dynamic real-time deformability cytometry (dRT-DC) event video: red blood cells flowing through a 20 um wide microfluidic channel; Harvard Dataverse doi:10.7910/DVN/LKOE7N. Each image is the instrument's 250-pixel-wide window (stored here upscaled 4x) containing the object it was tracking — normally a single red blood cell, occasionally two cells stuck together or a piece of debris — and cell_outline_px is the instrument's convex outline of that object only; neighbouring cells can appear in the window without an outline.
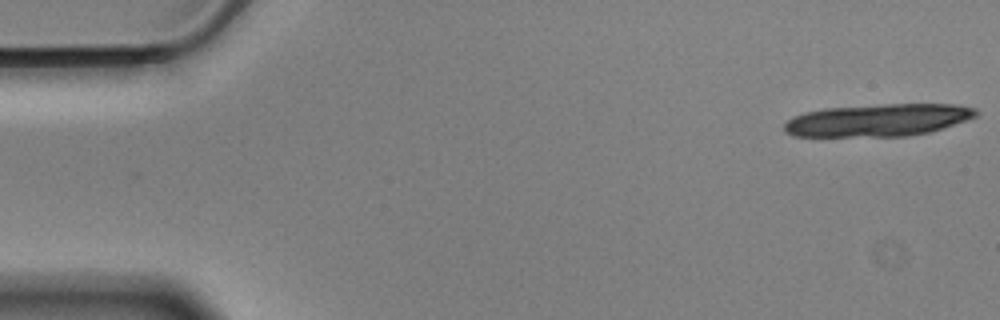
{"species": "Egyptian fruit bat (a non-hibernating species)", "species_latin": "Rousettus aegyptiacus", "temperature_condition": "cold", "stored_images_in_passage": 13, "camera_frame_rate_fps": 3000, "um_per_image_px": 0.085, "animal": {"sex": "male"}, "frame": {"image": 1, "passage_image": 1, "time_ms": 0.0, "image_size_px": [1000, 320], "cell_outline_px": [[980, 116], [968, 120], [928, 132], [908, 136], [792, 136], [784, 132], [784, 124], [792, 116], [804, 112], [824, 108], [884, 104], [960, 104], [976, 108], [980, 112]], "centroid_in_image_um": [74.67, 10.2], "position_along_channel_um": 10.3, "area_um2": 36.53}}